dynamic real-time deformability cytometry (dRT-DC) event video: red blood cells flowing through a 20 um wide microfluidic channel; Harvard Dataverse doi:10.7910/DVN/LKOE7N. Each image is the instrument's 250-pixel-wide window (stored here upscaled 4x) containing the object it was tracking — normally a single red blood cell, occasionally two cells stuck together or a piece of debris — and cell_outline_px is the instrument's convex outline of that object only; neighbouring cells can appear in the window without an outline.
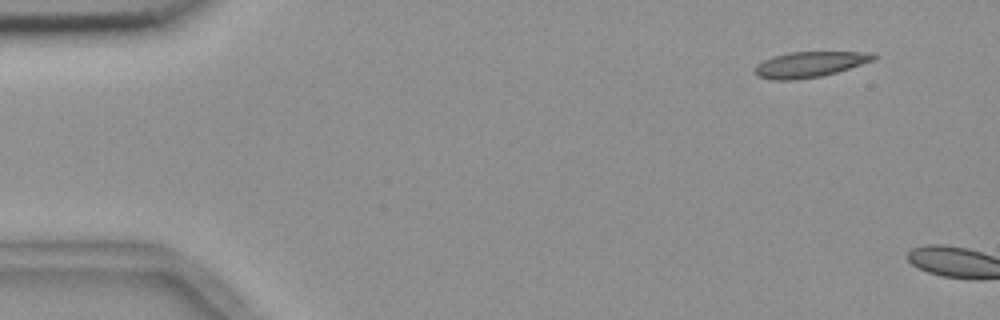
{"species": "common noctule bat (a hibernating species)", "species_latin": "Nyctalus noctula", "temperature_condition": "room temperature", "stored_images_in_passage": 3, "camera_frame_rate_fps": 3000, "um_per_image_px": 0.085, "animal": {"sex": "female", "body_mass_g": 18.4}, "frame": {"image": 1, "passage_image": 1, "time_ms": 0.0, "image_size_px": [1000, 320], "cell_outline_px": [[880, 56], [876, 60], [836, 72], [820, 76], [796, 80], [768, 80], [756, 76], [752, 72], [756, 64], [764, 60], [776, 56], [792, 52], [872, 52]], "centroid_in_image_um": [68.82, 5.48], "position_along_channel_um": 16.2, "area_um2": 17.92}}